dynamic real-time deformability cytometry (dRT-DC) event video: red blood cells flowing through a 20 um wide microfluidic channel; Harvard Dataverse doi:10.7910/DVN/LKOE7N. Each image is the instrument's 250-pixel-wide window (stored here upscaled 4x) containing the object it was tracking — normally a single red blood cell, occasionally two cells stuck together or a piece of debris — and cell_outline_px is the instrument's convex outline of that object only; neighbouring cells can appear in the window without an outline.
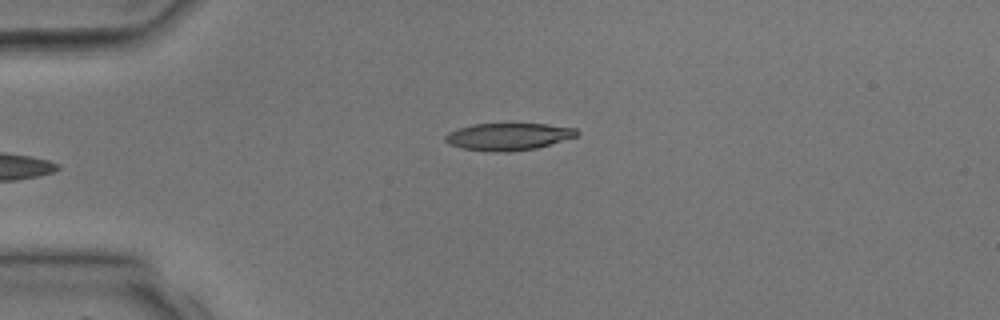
{"species": "common noctule bat (a hibernating species)", "species_latin": "Nyctalus noctula", "temperature_condition": "room temperature", "stored_images_in_passage": 4, "camera_frame_rate_fps": 3000, "um_per_image_px": 0.085, "animal": {"sex": "male", "body_mass_g": 17.9, "forearm_length_mm": 54.2}, "frame": {"image": 1, "passage_image": 4, "time_ms": 3.333, "image_size_px": [1000, 320], "cell_outline_px": [[580, 132], [576, 136], [536, 148], [512, 152], [496, 152], [460, 148], [448, 144], [444, 140], [444, 136], [448, 132], [472, 124], [548, 124], [576, 128]], "centroid_in_image_um": [43.18, 11.61], "position_along_channel_um": 41.8, "area_um2": 20.87}}